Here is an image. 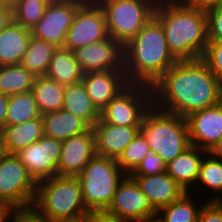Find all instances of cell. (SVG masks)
<instances>
[{"mask_svg":"<svg viewBox=\"0 0 222 222\" xmlns=\"http://www.w3.org/2000/svg\"><path fill=\"white\" fill-rule=\"evenodd\" d=\"M151 88L155 108L182 117L222 101V83L202 59L177 61Z\"/></svg>","mask_w":222,"mask_h":222,"instance_id":"6da1fadb","label":"cell"},{"mask_svg":"<svg viewBox=\"0 0 222 222\" xmlns=\"http://www.w3.org/2000/svg\"><path fill=\"white\" fill-rule=\"evenodd\" d=\"M154 17L162 25L169 50L178 61L202 58L208 43L206 11L185 0H158Z\"/></svg>","mask_w":222,"mask_h":222,"instance_id":"7a4b0ae2","label":"cell"},{"mask_svg":"<svg viewBox=\"0 0 222 222\" xmlns=\"http://www.w3.org/2000/svg\"><path fill=\"white\" fill-rule=\"evenodd\" d=\"M123 55L128 82L149 86L178 61L169 50L162 25L154 16L123 46Z\"/></svg>","mask_w":222,"mask_h":222,"instance_id":"3957f363","label":"cell"},{"mask_svg":"<svg viewBox=\"0 0 222 222\" xmlns=\"http://www.w3.org/2000/svg\"><path fill=\"white\" fill-rule=\"evenodd\" d=\"M32 208L52 222H79L89 213L77 176L56 175L38 182Z\"/></svg>","mask_w":222,"mask_h":222,"instance_id":"277c9868","label":"cell"},{"mask_svg":"<svg viewBox=\"0 0 222 222\" xmlns=\"http://www.w3.org/2000/svg\"><path fill=\"white\" fill-rule=\"evenodd\" d=\"M140 132L165 164L191 146L186 118L154 106L146 112Z\"/></svg>","mask_w":222,"mask_h":222,"instance_id":"5b68a950","label":"cell"},{"mask_svg":"<svg viewBox=\"0 0 222 222\" xmlns=\"http://www.w3.org/2000/svg\"><path fill=\"white\" fill-rule=\"evenodd\" d=\"M125 176L116 159L96 154L77 176L87 210H107Z\"/></svg>","mask_w":222,"mask_h":222,"instance_id":"8992f818","label":"cell"},{"mask_svg":"<svg viewBox=\"0 0 222 222\" xmlns=\"http://www.w3.org/2000/svg\"><path fill=\"white\" fill-rule=\"evenodd\" d=\"M101 7L108 35L126 45L154 16L158 0H95Z\"/></svg>","mask_w":222,"mask_h":222,"instance_id":"52a82bcc","label":"cell"},{"mask_svg":"<svg viewBox=\"0 0 222 222\" xmlns=\"http://www.w3.org/2000/svg\"><path fill=\"white\" fill-rule=\"evenodd\" d=\"M37 183L15 154L0 155V205L31 208Z\"/></svg>","mask_w":222,"mask_h":222,"instance_id":"ba28073f","label":"cell"},{"mask_svg":"<svg viewBox=\"0 0 222 222\" xmlns=\"http://www.w3.org/2000/svg\"><path fill=\"white\" fill-rule=\"evenodd\" d=\"M152 106L151 86L130 83L100 111L99 121L117 126H141Z\"/></svg>","mask_w":222,"mask_h":222,"instance_id":"9c48e42d","label":"cell"},{"mask_svg":"<svg viewBox=\"0 0 222 222\" xmlns=\"http://www.w3.org/2000/svg\"><path fill=\"white\" fill-rule=\"evenodd\" d=\"M105 16L95 0H87L76 12L63 47L74 51L108 38Z\"/></svg>","mask_w":222,"mask_h":222,"instance_id":"30bf717a","label":"cell"},{"mask_svg":"<svg viewBox=\"0 0 222 222\" xmlns=\"http://www.w3.org/2000/svg\"><path fill=\"white\" fill-rule=\"evenodd\" d=\"M106 211L129 222H153L156 218V212L130 175L119 183Z\"/></svg>","mask_w":222,"mask_h":222,"instance_id":"8fae6325","label":"cell"},{"mask_svg":"<svg viewBox=\"0 0 222 222\" xmlns=\"http://www.w3.org/2000/svg\"><path fill=\"white\" fill-rule=\"evenodd\" d=\"M62 141L43 136L15 153L36 183L57 175Z\"/></svg>","mask_w":222,"mask_h":222,"instance_id":"7c38bea8","label":"cell"},{"mask_svg":"<svg viewBox=\"0 0 222 222\" xmlns=\"http://www.w3.org/2000/svg\"><path fill=\"white\" fill-rule=\"evenodd\" d=\"M86 1L71 0L49 4L42 19L31 28V35L57 47H63L66 33L73 23L76 12Z\"/></svg>","mask_w":222,"mask_h":222,"instance_id":"4fadbf2b","label":"cell"},{"mask_svg":"<svg viewBox=\"0 0 222 222\" xmlns=\"http://www.w3.org/2000/svg\"><path fill=\"white\" fill-rule=\"evenodd\" d=\"M84 73L124 70L123 46L112 37L73 51Z\"/></svg>","mask_w":222,"mask_h":222,"instance_id":"5bb4252c","label":"cell"},{"mask_svg":"<svg viewBox=\"0 0 222 222\" xmlns=\"http://www.w3.org/2000/svg\"><path fill=\"white\" fill-rule=\"evenodd\" d=\"M185 118L191 145L209 152L222 137V101Z\"/></svg>","mask_w":222,"mask_h":222,"instance_id":"9a60e30c","label":"cell"},{"mask_svg":"<svg viewBox=\"0 0 222 222\" xmlns=\"http://www.w3.org/2000/svg\"><path fill=\"white\" fill-rule=\"evenodd\" d=\"M95 155V135L92 128L62 141L57 175L78 176Z\"/></svg>","mask_w":222,"mask_h":222,"instance_id":"2e32d148","label":"cell"},{"mask_svg":"<svg viewBox=\"0 0 222 222\" xmlns=\"http://www.w3.org/2000/svg\"><path fill=\"white\" fill-rule=\"evenodd\" d=\"M82 82L99 112L130 84L124 70L87 72Z\"/></svg>","mask_w":222,"mask_h":222,"instance_id":"e0dca14e","label":"cell"},{"mask_svg":"<svg viewBox=\"0 0 222 222\" xmlns=\"http://www.w3.org/2000/svg\"><path fill=\"white\" fill-rule=\"evenodd\" d=\"M155 212L180 199L186 191L165 171L157 175H130Z\"/></svg>","mask_w":222,"mask_h":222,"instance_id":"ac0fdd59","label":"cell"},{"mask_svg":"<svg viewBox=\"0 0 222 222\" xmlns=\"http://www.w3.org/2000/svg\"><path fill=\"white\" fill-rule=\"evenodd\" d=\"M141 126H117L99 120L92 126L95 135V153L118 159L126 146L140 132Z\"/></svg>","mask_w":222,"mask_h":222,"instance_id":"d6986e66","label":"cell"},{"mask_svg":"<svg viewBox=\"0 0 222 222\" xmlns=\"http://www.w3.org/2000/svg\"><path fill=\"white\" fill-rule=\"evenodd\" d=\"M208 151L191 145L166 164V172L186 191L196 184L199 169ZM194 183V185H193Z\"/></svg>","mask_w":222,"mask_h":222,"instance_id":"ffe728a7","label":"cell"},{"mask_svg":"<svg viewBox=\"0 0 222 222\" xmlns=\"http://www.w3.org/2000/svg\"><path fill=\"white\" fill-rule=\"evenodd\" d=\"M31 29L13 21L0 32V66L16 65L28 48Z\"/></svg>","mask_w":222,"mask_h":222,"instance_id":"44dd1931","label":"cell"},{"mask_svg":"<svg viewBox=\"0 0 222 222\" xmlns=\"http://www.w3.org/2000/svg\"><path fill=\"white\" fill-rule=\"evenodd\" d=\"M44 136L42 116L2 129L3 151L15 154L19 150L30 146Z\"/></svg>","mask_w":222,"mask_h":222,"instance_id":"7402d4cb","label":"cell"},{"mask_svg":"<svg viewBox=\"0 0 222 222\" xmlns=\"http://www.w3.org/2000/svg\"><path fill=\"white\" fill-rule=\"evenodd\" d=\"M44 135L59 141L86 132L90 127L74 114L61 109L42 114Z\"/></svg>","mask_w":222,"mask_h":222,"instance_id":"603a6c76","label":"cell"},{"mask_svg":"<svg viewBox=\"0 0 222 222\" xmlns=\"http://www.w3.org/2000/svg\"><path fill=\"white\" fill-rule=\"evenodd\" d=\"M62 109L81 118L90 128L100 118V112L92 104L82 81L65 86Z\"/></svg>","mask_w":222,"mask_h":222,"instance_id":"cb8c5ba5","label":"cell"},{"mask_svg":"<svg viewBox=\"0 0 222 222\" xmlns=\"http://www.w3.org/2000/svg\"><path fill=\"white\" fill-rule=\"evenodd\" d=\"M46 76L63 86H67L81 82L84 72L73 51L64 47H57L50 61Z\"/></svg>","mask_w":222,"mask_h":222,"instance_id":"d4e9b609","label":"cell"},{"mask_svg":"<svg viewBox=\"0 0 222 222\" xmlns=\"http://www.w3.org/2000/svg\"><path fill=\"white\" fill-rule=\"evenodd\" d=\"M65 86L46 75L36 76L31 92L42 114L59 111L64 103Z\"/></svg>","mask_w":222,"mask_h":222,"instance_id":"484cf974","label":"cell"},{"mask_svg":"<svg viewBox=\"0 0 222 222\" xmlns=\"http://www.w3.org/2000/svg\"><path fill=\"white\" fill-rule=\"evenodd\" d=\"M56 49V45L31 36L28 48L19 64L35 76L46 75Z\"/></svg>","mask_w":222,"mask_h":222,"instance_id":"4316f807","label":"cell"},{"mask_svg":"<svg viewBox=\"0 0 222 222\" xmlns=\"http://www.w3.org/2000/svg\"><path fill=\"white\" fill-rule=\"evenodd\" d=\"M36 76L20 64L0 66V93L11 96L31 91Z\"/></svg>","mask_w":222,"mask_h":222,"instance_id":"83f0119b","label":"cell"},{"mask_svg":"<svg viewBox=\"0 0 222 222\" xmlns=\"http://www.w3.org/2000/svg\"><path fill=\"white\" fill-rule=\"evenodd\" d=\"M192 193L186 192L180 199L174 201L156 212V222H197L202 205L196 206Z\"/></svg>","mask_w":222,"mask_h":222,"instance_id":"f1b7e54d","label":"cell"},{"mask_svg":"<svg viewBox=\"0 0 222 222\" xmlns=\"http://www.w3.org/2000/svg\"><path fill=\"white\" fill-rule=\"evenodd\" d=\"M42 116L31 91L9 96L5 126H14Z\"/></svg>","mask_w":222,"mask_h":222,"instance_id":"f546056e","label":"cell"},{"mask_svg":"<svg viewBox=\"0 0 222 222\" xmlns=\"http://www.w3.org/2000/svg\"><path fill=\"white\" fill-rule=\"evenodd\" d=\"M196 183L194 186L196 189L198 185H201L202 187L205 186L206 189L208 188V190L211 189V193L213 191L216 194L214 197H210L209 201H214L222 195V161L214 158L208 152L201 162Z\"/></svg>","mask_w":222,"mask_h":222,"instance_id":"4dcf8cb0","label":"cell"},{"mask_svg":"<svg viewBox=\"0 0 222 222\" xmlns=\"http://www.w3.org/2000/svg\"><path fill=\"white\" fill-rule=\"evenodd\" d=\"M150 149L147 139L139 132L119 156L117 164L126 175H130L147 156Z\"/></svg>","mask_w":222,"mask_h":222,"instance_id":"1f68e13d","label":"cell"},{"mask_svg":"<svg viewBox=\"0 0 222 222\" xmlns=\"http://www.w3.org/2000/svg\"><path fill=\"white\" fill-rule=\"evenodd\" d=\"M48 5L45 0H15L14 21L31 29L42 19Z\"/></svg>","mask_w":222,"mask_h":222,"instance_id":"d6a6232c","label":"cell"},{"mask_svg":"<svg viewBox=\"0 0 222 222\" xmlns=\"http://www.w3.org/2000/svg\"><path fill=\"white\" fill-rule=\"evenodd\" d=\"M201 59L222 83V42L208 41Z\"/></svg>","mask_w":222,"mask_h":222,"instance_id":"836d02e7","label":"cell"},{"mask_svg":"<svg viewBox=\"0 0 222 222\" xmlns=\"http://www.w3.org/2000/svg\"><path fill=\"white\" fill-rule=\"evenodd\" d=\"M166 171L163 159L153 150H149L147 156L141 161L130 175H157Z\"/></svg>","mask_w":222,"mask_h":222,"instance_id":"e575fe53","label":"cell"},{"mask_svg":"<svg viewBox=\"0 0 222 222\" xmlns=\"http://www.w3.org/2000/svg\"><path fill=\"white\" fill-rule=\"evenodd\" d=\"M208 41L222 42V5L206 11Z\"/></svg>","mask_w":222,"mask_h":222,"instance_id":"d590c367","label":"cell"},{"mask_svg":"<svg viewBox=\"0 0 222 222\" xmlns=\"http://www.w3.org/2000/svg\"><path fill=\"white\" fill-rule=\"evenodd\" d=\"M197 222H222V209L215 201L202 203Z\"/></svg>","mask_w":222,"mask_h":222,"instance_id":"8d00e7d4","label":"cell"},{"mask_svg":"<svg viewBox=\"0 0 222 222\" xmlns=\"http://www.w3.org/2000/svg\"><path fill=\"white\" fill-rule=\"evenodd\" d=\"M10 222H52L38 214L32 207L27 209H14Z\"/></svg>","mask_w":222,"mask_h":222,"instance_id":"74e56055","label":"cell"},{"mask_svg":"<svg viewBox=\"0 0 222 222\" xmlns=\"http://www.w3.org/2000/svg\"><path fill=\"white\" fill-rule=\"evenodd\" d=\"M86 222H129L113 215L106 210L90 211L85 219Z\"/></svg>","mask_w":222,"mask_h":222,"instance_id":"f35d334b","label":"cell"},{"mask_svg":"<svg viewBox=\"0 0 222 222\" xmlns=\"http://www.w3.org/2000/svg\"><path fill=\"white\" fill-rule=\"evenodd\" d=\"M14 21L12 3L3 1L0 4V32Z\"/></svg>","mask_w":222,"mask_h":222,"instance_id":"ab89813d","label":"cell"},{"mask_svg":"<svg viewBox=\"0 0 222 222\" xmlns=\"http://www.w3.org/2000/svg\"><path fill=\"white\" fill-rule=\"evenodd\" d=\"M185 1L189 5L204 11L222 5V0H185Z\"/></svg>","mask_w":222,"mask_h":222,"instance_id":"60d3db41","label":"cell"},{"mask_svg":"<svg viewBox=\"0 0 222 222\" xmlns=\"http://www.w3.org/2000/svg\"><path fill=\"white\" fill-rule=\"evenodd\" d=\"M9 96L0 93V129L5 127Z\"/></svg>","mask_w":222,"mask_h":222,"instance_id":"b9f144b4","label":"cell"},{"mask_svg":"<svg viewBox=\"0 0 222 222\" xmlns=\"http://www.w3.org/2000/svg\"><path fill=\"white\" fill-rule=\"evenodd\" d=\"M13 211L11 207L0 205V222H9Z\"/></svg>","mask_w":222,"mask_h":222,"instance_id":"7bdbcfd3","label":"cell"},{"mask_svg":"<svg viewBox=\"0 0 222 222\" xmlns=\"http://www.w3.org/2000/svg\"><path fill=\"white\" fill-rule=\"evenodd\" d=\"M209 153L216 159L222 161V137L220 140L210 149Z\"/></svg>","mask_w":222,"mask_h":222,"instance_id":"ee69618b","label":"cell"},{"mask_svg":"<svg viewBox=\"0 0 222 222\" xmlns=\"http://www.w3.org/2000/svg\"><path fill=\"white\" fill-rule=\"evenodd\" d=\"M48 4H54V3H62L66 1H71V0H45Z\"/></svg>","mask_w":222,"mask_h":222,"instance_id":"f6af8a7d","label":"cell"},{"mask_svg":"<svg viewBox=\"0 0 222 222\" xmlns=\"http://www.w3.org/2000/svg\"><path fill=\"white\" fill-rule=\"evenodd\" d=\"M2 130L0 129V155L3 153Z\"/></svg>","mask_w":222,"mask_h":222,"instance_id":"bcb514c9","label":"cell"},{"mask_svg":"<svg viewBox=\"0 0 222 222\" xmlns=\"http://www.w3.org/2000/svg\"><path fill=\"white\" fill-rule=\"evenodd\" d=\"M214 201L222 209V195L218 196L217 199H215Z\"/></svg>","mask_w":222,"mask_h":222,"instance_id":"7dc6e473","label":"cell"},{"mask_svg":"<svg viewBox=\"0 0 222 222\" xmlns=\"http://www.w3.org/2000/svg\"><path fill=\"white\" fill-rule=\"evenodd\" d=\"M3 1L12 3V2L15 1V0H3Z\"/></svg>","mask_w":222,"mask_h":222,"instance_id":"c3c4849f","label":"cell"}]
</instances>
